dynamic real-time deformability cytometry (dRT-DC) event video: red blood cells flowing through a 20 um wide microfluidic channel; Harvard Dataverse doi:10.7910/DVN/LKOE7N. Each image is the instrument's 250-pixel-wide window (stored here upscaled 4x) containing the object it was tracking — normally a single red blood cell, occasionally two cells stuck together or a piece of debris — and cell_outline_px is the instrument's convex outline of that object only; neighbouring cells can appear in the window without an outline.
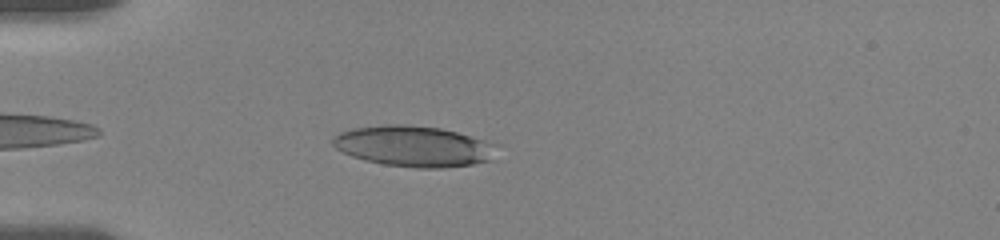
{"species": "human", "species_latin": "Homo sapiens", "temperature_condition": "room temperature", "stored_images_in_passage": 40, "camera_frame_rate_fps": 3000, "um_per_image_px": 0.085, "donor": {"sex": "female"}, "frame": {"image": 1, "passage_image": 4, "time_ms": 1.0, "image_size_px": [1000, 240], "cell_outline_px": [[488, 160], [472, 164], [444, 168], [416, 168], [384, 164], [364, 160], [352, 156], [336, 148], [332, 144], [332, 140], [340, 132], [352, 128], [384, 124], [400, 124], [440, 128], [456, 132], [480, 140]], "centroid_in_image_um": [34.9, 12.42], "position_along_channel_um": 50.1, "area_um2": 37.28}}
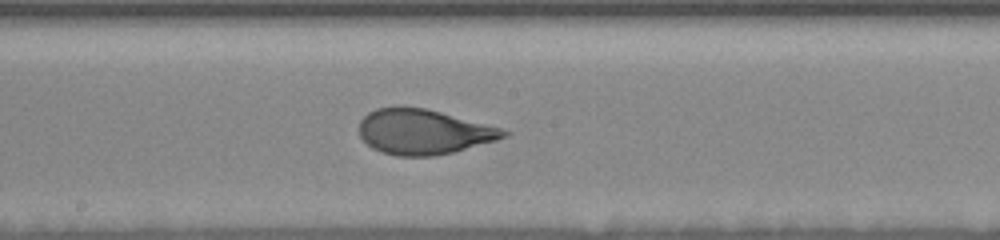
{"frame": {"image": 2, "passage_image": 19, "time_ms": 6.0, "image_size_px": [1000, 240], "cell_outline_px": [[512, 132], [508, 136], [496, 140], [452, 152], [436, 156], [396, 156], [380, 152], [372, 148], [360, 136], [360, 120], [368, 112], [376, 108], [424, 108], [440, 112], [500, 128]], "centroid_in_image_um": [35.98, 11.23], "position_along_channel_um": 212.2, "area_um2": 37.4}}
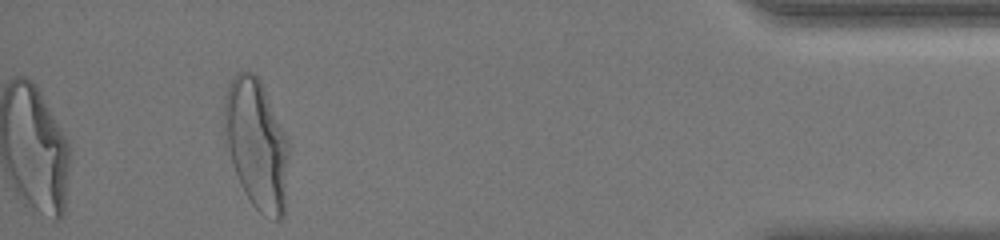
{"frame": {"image": 3, "passage_image": 40, "time_ms": 13.0, "image_size_px": [1000, 240], "cell_outline_px": [[288, 156], [284, 216], [280, 220], [276, 220], [264, 216], [252, 204], [244, 192], [240, 184], [224, 144], [224, 96], [228, 84], [232, 76], [236, 72], [252, 72], [260, 80], [264, 88], [288, 140]], "centroid_in_image_um": [21.77, 12.25], "position_along_channel_um": 413.4, "area_um2": 49.01}, "authors_computed_cell_mechanics": {"area_um2": 38.3792, "velocity_mm_per_s": 3.6107, "shape_relaxation_time_tau1_ms": 3.8733, "shape_relaxation_time_tau2_ms": null, "deformation_change_tau1": 0.1951, "deformation_change_tau2": null}}